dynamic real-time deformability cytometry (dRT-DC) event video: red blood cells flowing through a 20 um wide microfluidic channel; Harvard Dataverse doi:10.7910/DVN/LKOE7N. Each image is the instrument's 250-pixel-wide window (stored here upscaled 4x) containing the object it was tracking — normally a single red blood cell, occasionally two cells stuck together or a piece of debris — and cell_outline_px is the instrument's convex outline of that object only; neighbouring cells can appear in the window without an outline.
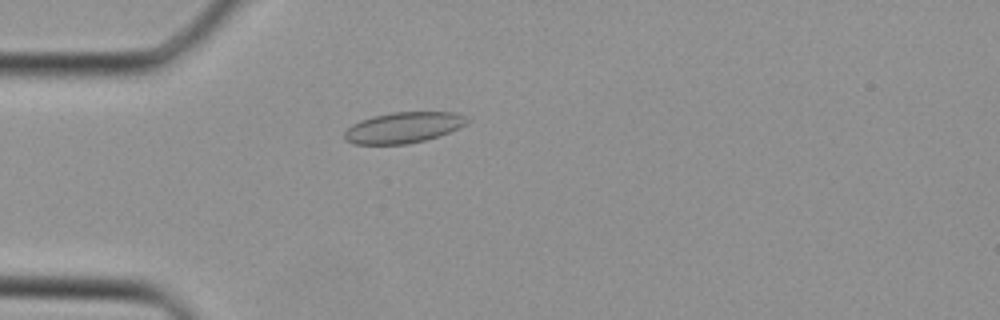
{"species": "Egyptian fruit bat (a non-hibernating species)", "species_latin": "Rousettus aegyptiacus", "temperature_condition": "cold", "stored_images_in_passage": 35, "camera_frame_rate_fps": 3000, "um_per_image_px": 0.085, "animal": {"sex": "female"}, "frame": {"image": 1, "passage_image": 7, "time_ms": 2.0, "image_size_px": [1000, 320], "cell_outline_px": [[472, 120], [460, 128], [440, 136], [408, 144], [356, 144], [344, 140], [344, 132], [352, 124], [360, 120], [372, 116], [392, 112], [456, 112]], "centroid_in_image_um": [34.31, 10.84], "position_along_channel_um": 50.7, "area_um2": 22.25}}
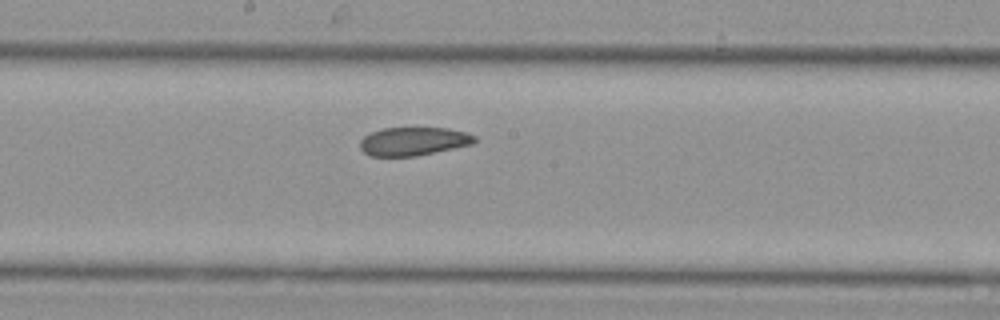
{"frame": {"image": 2, "passage_image": 17, "time_ms": 5.333, "image_size_px": [1000, 320], "cell_outline_px": [[476, 140], [472, 144], [416, 156], [368, 156], [360, 148], [360, 140], [364, 136], [372, 132], [384, 128], [448, 128], [464, 132], [476, 136]], "centroid_in_image_um": [35.12, 12.01], "position_along_channel_um": 213.1, "area_um2": 18.84}}
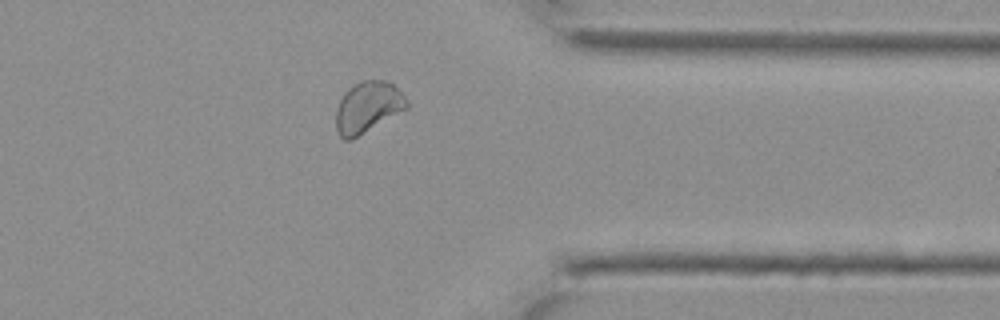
{"frame": {"image": 3, "passage_image": 27, "time_ms": 8.667, "image_size_px": [1000, 320], "cell_outline_px": [[408, 108], [352, 140], [344, 140], [340, 136], [336, 128], [336, 112], [340, 100], [344, 92], [352, 84], [360, 80], [388, 80], [408, 100]], "centroid_in_image_um": [31.25, 9.1], "position_along_channel_um": 380.1, "area_um2": 21.21}}